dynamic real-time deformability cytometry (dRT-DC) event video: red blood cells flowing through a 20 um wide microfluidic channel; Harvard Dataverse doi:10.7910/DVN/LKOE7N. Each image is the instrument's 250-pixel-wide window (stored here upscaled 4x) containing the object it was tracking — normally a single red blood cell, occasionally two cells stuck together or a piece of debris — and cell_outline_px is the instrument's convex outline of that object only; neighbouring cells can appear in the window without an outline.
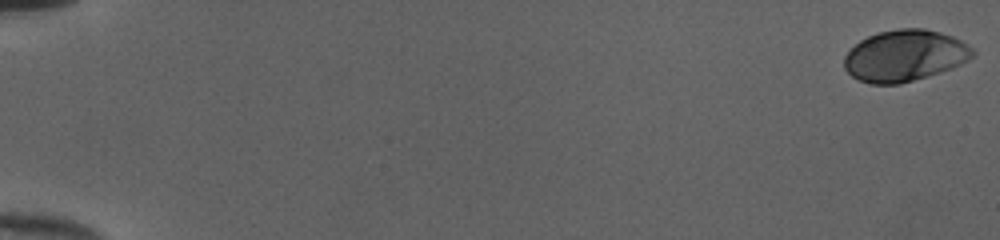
{"species": "human", "species_latin": "Homo sapiens", "temperature_condition": "cold", "stored_images_in_passage": 53, "camera_frame_rate_fps": 3000, "um_per_image_px": 0.085, "donor": {"sex": "female"}, "frame": {"image": 1, "passage_image": 1, "time_ms": 0.0, "image_size_px": [1000, 240], "cell_outline_px": [[976, 56], [952, 68], [928, 76], [900, 84], [872, 84], [860, 80], [852, 76], [844, 68], [844, 56], [860, 40], [868, 36], [880, 32], [900, 28], [924, 28], [940, 32], [952, 36], [968, 44], [976, 52]], "centroid_in_image_um": [76.93, 4.73], "position_along_channel_um": 8.1, "area_um2": 38.49}}
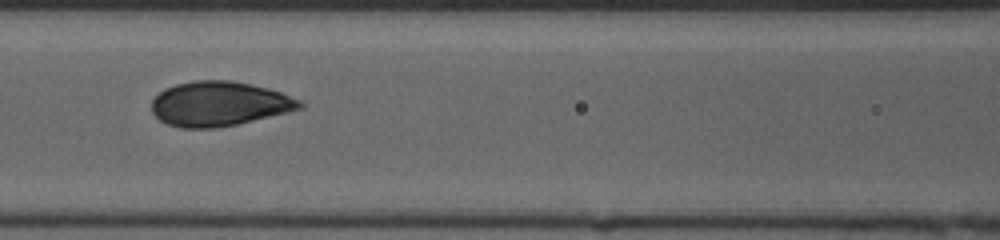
{"frame": {"image": 2, "passage_image": 26, "time_ms": 8.333, "image_size_px": [1000, 240], "cell_outline_px": [[304, 108], [236, 124], [216, 128], [180, 128], [168, 124], [160, 120], [152, 112], [152, 100], [164, 88], [176, 84], [192, 80], [232, 80], [252, 84], [268, 88], [280, 92], [300, 100], [304, 104]], "centroid_in_image_um": [18.62, 8.81], "position_along_channel_um": 148.0, "area_um2": 38.55}}
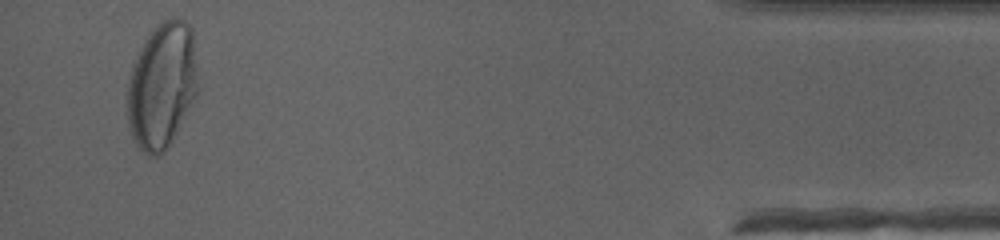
{"frame": {"image": 3, "passage_image": 51, "time_ms": 16.667, "image_size_px": [1000, 240], "cell_outline_px": [[200, 88], [196, 96], [172, 140], [164, 152], [156, 156], [148, 156], [132, 140], [128, 128], [128, 76], [132, 60], [144, 40], [156, 24], [160, 20], [176, 16], [184, 20], [192, 28]], "centroid_in_image_um": [13.77, 7.23], "position_along_channel_um": 421.4, "area_um2": 52.89}, "authors_computed_cell_mechanics": {"area_um2": 38.0902, "velocity_mm_per_s": 4.031, "shape_relaxation_time_tau1_ms": 4.1111, "shape_relaxation_time_tau2_ms": null, "deformation_change_tau1": 0.1812, "deformation_change_tau2": null}}